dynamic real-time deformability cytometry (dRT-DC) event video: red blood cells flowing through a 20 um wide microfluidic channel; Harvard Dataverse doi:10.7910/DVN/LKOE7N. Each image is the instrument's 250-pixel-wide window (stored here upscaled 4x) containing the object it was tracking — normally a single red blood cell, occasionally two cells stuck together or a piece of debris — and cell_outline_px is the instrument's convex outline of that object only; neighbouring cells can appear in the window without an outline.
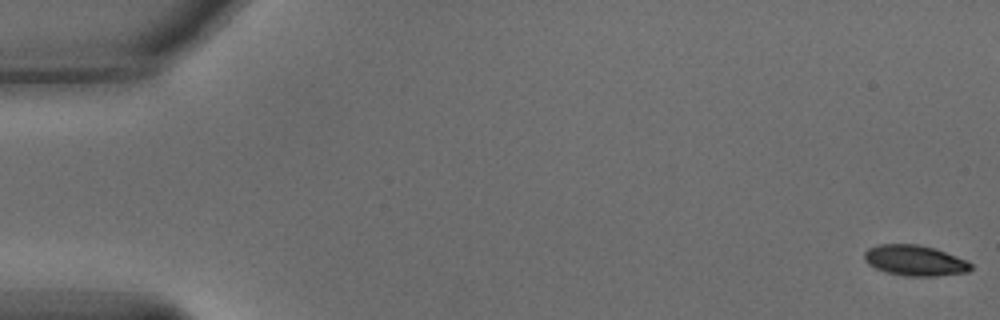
{"species": "common noctule bat (a hibernating species)", "species_latin": "Nyctalus noctula", "temperature_condition": "warm", "stored_images_in_passage": 57, "camera_frame_rate_fps": 3000, "um_per_image_px": 0.085, "animal": {"sex": "male", "body_mass_g": 15.6}, "frame": {"image": 1, "passage_image": 1, "time_ms": 0.0, "image_size_px": [1000, 320], "cell_outline_px": [[972, 268], [968, 272], [936, 276], [904, 276], [884, 272], [868, 264], [864, 260], [864, 252], [868, 248], [880, 244], [916, 244], [936, 248], [968, 260], [972, 264]], "centroid_in_image_um": [77.78, 22.14], "position_along_channel_um": 7.2, "area_um2": 19.25}}
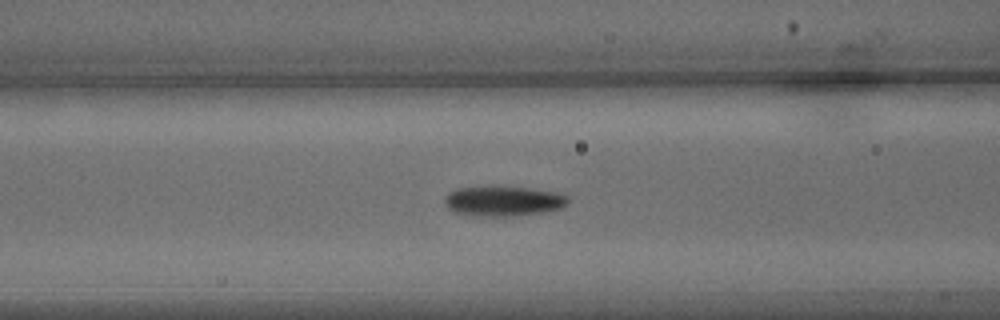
{"frame": {"image": 2, "passage_image": 23, "time_ms": 7.333, "image_size_px": [1000, 320], "cell_outline_px": [[568, 204], [560, 208], [544, 212], [512, 216], [464, 216], [448, 208], [444, 204], [444, 200], [448, 192], [456, 188], [492, 184], [532, 188], [560, 192], [568, 196]], "centroid_in_image_um": [42.75, 17.05], "position_along_channel_um": 123.8, "area_um2": 22.6}}
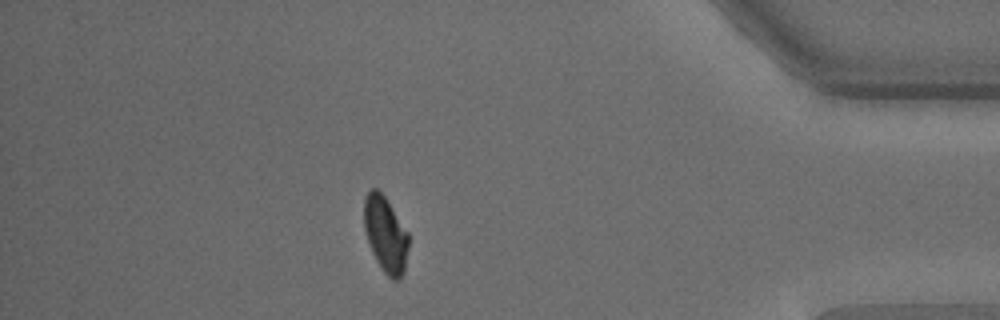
{"frame": {"image": 3, "passage_image": 49, "time_ms": 16.0, "image_size_px": [1000, 320], "cell_outline_px": [[408, 248], [404, 272], [400, 280], [392, 280], [384, 272], [376, 260], [372, 252], [364, 228], [364, 196], [372, 188], [376, 188], [384, 196], [408, 232]], "centroid_in_image_um": [32.77, 19.94], "position_along_channel_um": 402.4, "area_um2": 19.54}, "authors_computed_cell_mechanics": {"area_um2": 20.4034, "velocity_mm_per_s": 3.6682, "shape_relaxation_time_tau1_ms": 3.4746, "shape_relaxation_time_tau2_ms": 4.2344, "deformation_change_tau1": 0.155, "deformation_change_tau2": 0.0795}}